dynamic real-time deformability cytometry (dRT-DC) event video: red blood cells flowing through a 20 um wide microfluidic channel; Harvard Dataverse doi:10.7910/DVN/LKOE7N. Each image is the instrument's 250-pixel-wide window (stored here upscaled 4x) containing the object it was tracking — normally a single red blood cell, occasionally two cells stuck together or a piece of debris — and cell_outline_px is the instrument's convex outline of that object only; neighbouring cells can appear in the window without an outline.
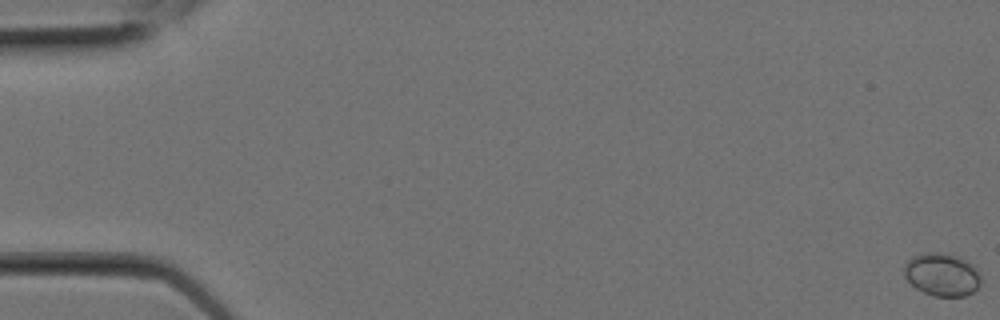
{"species": "Egyptian fruit bat (a non-hibernating species)", "species_latin": "Rousettus aegyptiacus", "temperature_condition": "room temperature", "stored_images_in_passage": 5, "camera_frame_rate_fps": 3000, "um_per_image_px": 0.085, "animal": {"sex": "female"}, "frame": {"image": 1, "passage_image": 1, "time_ms": 0.0, "image_size_px": [1000, 320], "cell_outline_px": [[980, 284], [972, 292], [964, 296], [932, 296], [916, 288], [904, 276], [904, 264], [908, 260], [924, 252], [936, 252], [960, 256], [972, 264], [980, 272]], "centroid_in_image_um": [80.08, 23.33], "position_along_channel_um": 4.9, "area_um2": 19.19}}